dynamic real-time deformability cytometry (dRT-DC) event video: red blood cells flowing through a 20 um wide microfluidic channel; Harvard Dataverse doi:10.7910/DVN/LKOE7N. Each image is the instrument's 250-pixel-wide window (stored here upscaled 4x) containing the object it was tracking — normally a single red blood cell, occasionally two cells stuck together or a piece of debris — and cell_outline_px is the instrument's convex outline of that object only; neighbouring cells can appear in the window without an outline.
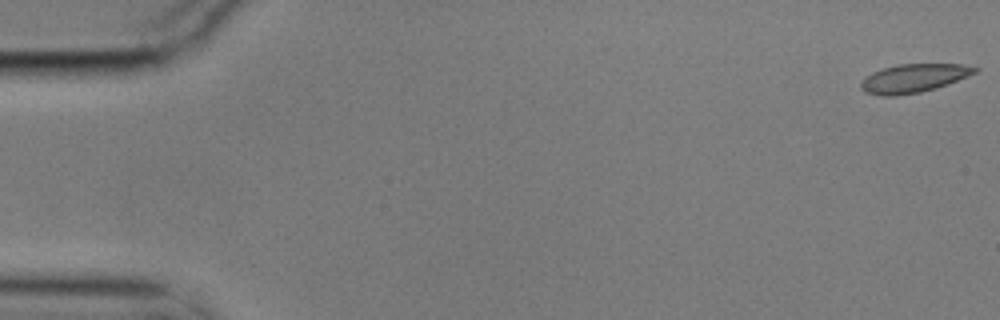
{"species": "common noctule bat (a hibernating species)", "species_latin": "Nyctalus noctula", "temperature_condition": "cold", "stored_images_in_passage": 6, "camera_frame_rate_fps": 3000, "um_per_image_px": 0.085, "animal": {"sex": "male", "body_mass_g": 17.9}, "frame": {"image": 1, "passage_image": 1, "time_ms": 0.0, "image_size_px": [1000, 320], "cell_outline_px": [[980, 68], [976, 72], [968, 76], [936, 88], [920, 92], [896, 96], [880, 96], [864, 92], [860, 88], [860, 84], [864, 76], [872, 72], [896, 64], [964, 64]], "centroid_in_image_um": [77.62, 6.65], "position_along_channel_um": 7.4, "area_um2": 19.07}}
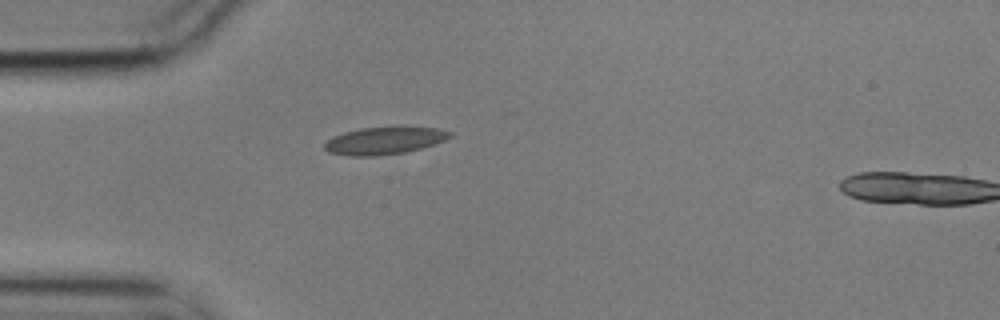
{"frame": {"image": 2, "passage_image": 5, "time_ms": 1.333, "image_size_px": [1000, 320], "cell_outline_px": [[452, 136], [444, 140], [420, 148], [404, 152], [376, 156], [352, 156], [328, 152], [324, 148], [324, 144], [332, 136], [344, 132], [360, 128], [436, 128], [452, 132]], "centroid_in_image_um": [32.61, 11.97], "position_along_channel_um": 52.4, "area_um2": 19.48}}